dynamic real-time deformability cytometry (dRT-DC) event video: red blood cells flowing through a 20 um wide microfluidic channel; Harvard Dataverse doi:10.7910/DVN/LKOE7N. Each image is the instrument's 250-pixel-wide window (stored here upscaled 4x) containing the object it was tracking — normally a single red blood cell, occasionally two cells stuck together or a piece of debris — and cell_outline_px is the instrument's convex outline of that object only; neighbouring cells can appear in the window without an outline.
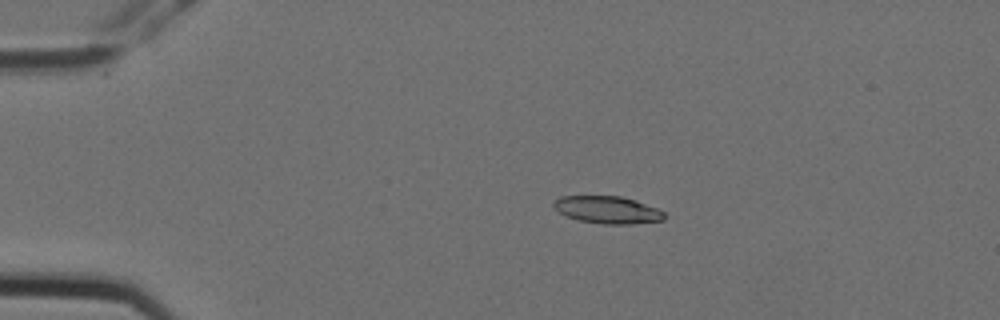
{"species": "Egyptian fruit bat (a non-hibernating species)", "species_latin": "Rousettus aegyptiacus", "temperature_condition": "cold", "stored_images_in_passage": 11, "camera_frame_rate_fps": 3000, "um_per_image_px": 0.085, "animal": {"sex": "female"}, "frame": {"image": 1, "passage_image": 3, "time_ms": 0.667, "image_size_px": [1000, 320], "cell_outline_px": [[668, 216], [664, 220], [632, 224], [600, 224], [580, 220], [568, 216], [560, 212], [552, 204], [560, 196], [620, 196], [636, 200], [656, 208], [664, 212]], "centroid_in_image_um": [51.69, 17.84], "position_along_channel_um": 33.3, "area_um2": 17.57}}
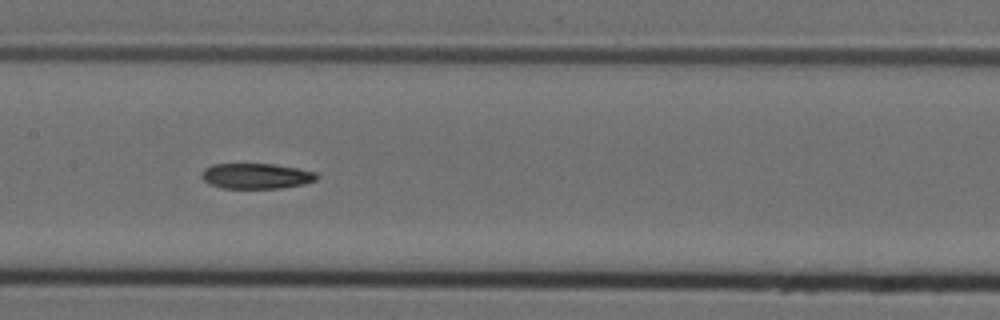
{"frame": {"image": 2, "passage_image": 8, "time_ms": 2.333, "image_size_px": [1000, 320], "cell_outline_px": [[320, 176], [316, 180], [304, 184], [280, 188], [220, 188], [208, 184], [200, 176], [200, 172], [204, 168], [212, 164], [276, 164], [316, 172]], "centroid_in_image_um": [21.75, 14.96], "position_along_channel_um": 185.6, "area_um2": 17.28}}
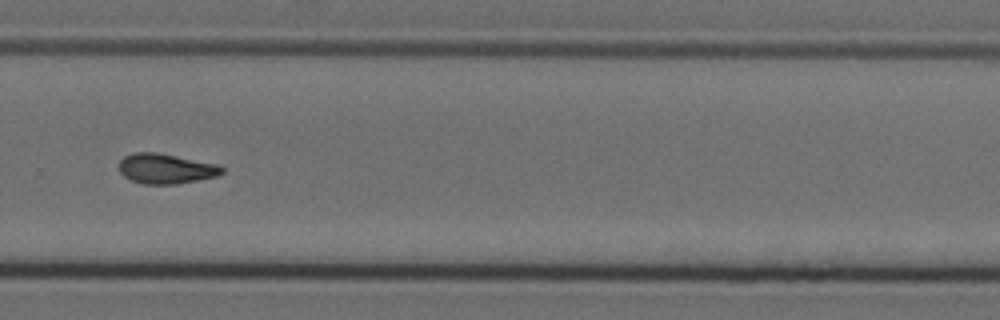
{"frame": {"image": 3, "passage_image": 11, "time_ms": 3.333, "image_size_px": [1000, 320], "cell_outline_px": [[224, 172], [216, 176], [176, 184], [144, 184], [132, 180], [124, 176], [120, 172], [120, 160], [124, 156], [132, 152], [156, 152], [220, 164], [224, 168]], "centroid_in_image_um": [14.11, 14.32], "position_along_channel_um": 315.7, "area_um2": 18.03}}